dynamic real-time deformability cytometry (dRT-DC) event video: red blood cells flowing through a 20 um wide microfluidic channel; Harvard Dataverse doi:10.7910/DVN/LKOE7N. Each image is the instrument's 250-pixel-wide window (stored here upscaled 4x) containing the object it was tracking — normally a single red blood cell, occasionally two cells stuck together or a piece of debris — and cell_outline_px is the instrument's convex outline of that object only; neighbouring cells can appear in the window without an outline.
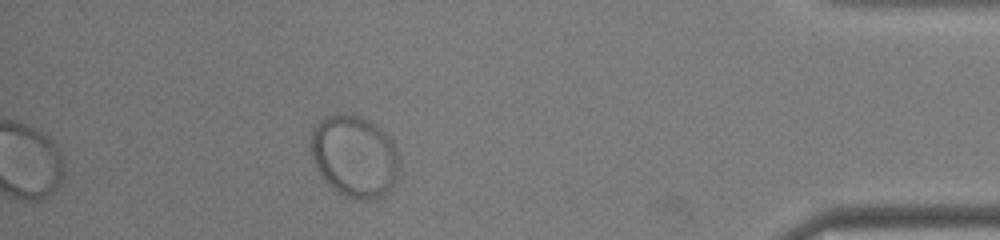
{"species": "common noctule bat (a hibernating species)", "species_latin": "Nyctalus noctula", "temperature_condition": "warm", "stored_images_in_passage": 39, "segment_of_instrument_passage": [2, 2], "camera_frame_rate_fps": 3000, "um_per_image_px": 0.085, "animal": {"sex": "male", "body_mass_g": 19.0, "forearm_length_mm": 50.8}, "frame": {"image": 1, "passage_image": 39, "time_ms": 12.667, "image_size_px": [1000, 240], "cell_outline_px": [[396, 176], [392, 184], [384, 196], [372, 200], [356, 200], [344, 196], [332, 188], [320, 176], [312, 160], [312, 132], [316, 124], [324, 116], [332, 112], [348, 112], [360, 116], [368, 120], [380, 128], [392, 140], [396, 152]], "centroid_in_image_um": [30.07, 13.26], "position_along_channel_um": 405.1, "area_um2": 42.31}}